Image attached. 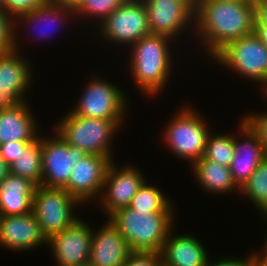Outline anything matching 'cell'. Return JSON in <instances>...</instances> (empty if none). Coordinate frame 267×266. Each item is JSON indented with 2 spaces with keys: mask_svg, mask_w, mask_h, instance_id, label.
<instances>
[{
  "mask_svg": "<svg viewBox=\"0 0 267 266\" xmlns=\"http://www.w3.org/2000/svg\"><path fill=\"white\" fill-rule=\"evenodd\" d=\"M254 2L200 0L193 27L214 57L229 42L254 33Z\"/></svg>",
  "mask_w": 267,
  "mask_h": 266,
  "instance_id": "obj_1",
  "label": "cell"
},
{
  "mask_svg": "<svg viewBox=\"0 0 267 266\" xmlns=\"http://www.w3.org/2000/svg\"><path fill=\"white\" fill-rule=\"evenodd\" d=\"M164 35L149 34L132 44L130 71L134 83L145 95H157L165 88L171 70L169 42ZM171 63V64H170Z\"/></svg>",
  "mask_w": 267,
  "mask_h": 266,
  "instance_id": "obj_2",
  "label": "cell"
},
{
  "mask_svg": "<svg viewBox=\"0 0 267 266\" xmlns=\"http://www.w3.org/2000/svg\"><path fill=\"white\" fill-rule=\"evenodd\" d=\"M174 212H143L129 207L109 216V221L120 231L131 251L161 252L174 224Z\"/></svg>",
  "mask_w": 267,
  "mask_h": 266,
  "instance_id": "obj_3",
  "label": "cell"
},
{
  "mask_svg": "<svg viewBox=\"0 0 267 266\" xmlns=\"http://www.w3.org/2000/svg\"><path fill=\"white\" fill-rule=\"evenodd\" d=\"M57 125L54 131L68 145L86 154L106 156L112 160L111 139L120 127L114 120L87 118L70 111Z\"/></svg>",
  "mask_w": 267,
  "mask_h": 266,
  "instance_id": "obj_4",
  "label": "cell"
},
{
  "mask_svg": "<svg viewBox=\"0 0 267 266\" xmlns=\"http://www.w3.org/2000/svg\"><path fill=\"white\" fill-rule=\"evenodd\" d=\"M190 107L177 112L164 130V140L171 152L185 160L195 163L204 156L207 138L210 134L199 113Z\"/></svg>",
  "mask_w": 267,
  "mask_h": 266,
  "instance_id": "obj_5",
  "label": "cell"
},
{
  "mask_svg": "<svg viewBox=\"0 0 267 266\" xmlns=\"http://www.w3.org/2000/svg\"><path fill=\"white\" fill-rule=\"evenodd\" d=\"M214 58L219 65L263 84L267 96V46L255 33L229 42Z\"/></svg>",
  "mask_w": 267,
  "mask_h": 266,
  "instance_id": "obj_6",
  "label": "cell"
},
{
  "mask_svg": "<svg viewBox=\"0 0 267 266\" xmlns=\"http://www.w3.org/2000/svg\"><path fill=\"white\" fill-rule=\"evenodd\" d=\"M77 204L81 203L64 188L36 186L32 212L46 239L68 229L79 219L73 214V206Z\"/></svg>",
  "mask_w": 267,
  "mask_h": 266,
  "instance_id": "obj_7",
  "label": "cell"
},
{
  "mask_svg": "<svg viewBox=\"0 0 267 266\" xmlns=\"http://www.w3.org/2000/svg\"><path fill=\"white\" fill-rule=\"evenodd\" d=\"M85 88L72 112L87 118L114 120L120 126L126 116L125 94L113 83L98 77L89 81Z\"/></svg>",
  "mask_w": 267,
  "mask_h": 266,
  "instance_id": "obj_8",
  "label": "cell"
},
{
  "mask_svg": "<svg viewBox=\"0 0 267 266\" xmlns=\"http://www.w3.org/2000/svg\"><path fill=\"white\" fill-rule=\"evenodd\" d=\"M100 25L102 36L115 44L132 45L140 38L151 34L145 4L142 0H126Z\"/></svg>",
  "mask_w": 267,
  "mask_h": 266,
  "instance_id": "obj_9",
  "label": "cell"
},
{
  "mask_svg": "<svg viewBox=\"0 0 267 266\" xmlns=\"http://www.w3.org/2000/svg\"><path fill=\"white\" fill-rule=\"evenodd\" d=\"M41 152V185L54 188H64L73 166L87 155L83 150L68 145L57 132L54 138L41 139Z\"/></svg>",
  "mask_w": 267,
  "mask_h": 266,
  "instance_id": "obj_10",
  "label": "cell"
},
{
  "mask_svg": "<svg viewBox=\"0 0 267 266\" xmlns=\"http://www.w3.org/2000/svg\"><path fill=\"white\" fill-rule=\"evenodd\" d=\"M16 36L14 31V49L0 53V111L13 108L26 101L24 93L30 87V80L33 78L31 64L24 60L17 51L19 48Z\"/></svg>",
  "mask_w": 267,
  "mask_h": 266,
  "instance_id": "obj_11",
  "label": "cell"
},
{
  "mask_svg": "<svg viewBox=\"0 0 267 266\" xmlns=\"http://www.w3.org/2000/svg\"><path fill=\"white\" fill-rule=\"evenodd\" d=\"M93 228L78 219L68 229L47 239L58 266H88Z\"/></svg>",
  "mask_w": 267,
  "mask_h": 266,
  "instance_id": "obj_12",
  "label": "cell"
},
{
  "mask_svg": "<svg viewBox=\"0 0 267 266\" xmlns=\"http://www.w3.org/2000/svg\"><path fill=\"white\" fill-rule=\"evenodd\" d=\"M112 161L106 156L87 154L73 166L64 189L80 203L101 196L100 191L103 190L107 169Z\"/></svg>",
  "mask_w": 267,
  "mask_h": 266,
  "instance_id": "obj_13",
  "label": "cell"
},
{
  "mask_svg": "<svg viewBox=\"0 0 267 266\" xmlns=\"http://www.w3.org/2000/svg\"><path fill=\"white\" fill-rule=\"evenodd\" d=\"M114 164L115 162L112 161L107 169L102 190L103 196L101 195L99 199H102L99 202L102 203L101 207L105 209L108 217L118 209L128 207L145 181L142 172L135 166L120 169Z\"/></svg>",
  "mask_w": 267,
  "mask_h": 266,
  "instance_id": "obj_14",
  "label": "cell"
},
{
  "mask_svg": "<svg viewBox=\"0 0 267 266\" xmlns=\"http://www.w3.org/2000/svg\"><path fill=\"white\" fill-rule=\"evenodd\" d=\"M142 1L145 4L151 34L172 39L177 37L176 35L179 37L189 23H194V14L182 3L174 0Z\"/></svg>",
  "mask_w": 267,
  "mask_h": 266,
  "instance_id": "obj_15",
  "label": "cell"
},
{
  "mask_svg": "<svg viewBox=\"0 0 267 266\" xmlns=\"http://www.w3.org/2000/svg\"><path fill=\"white\" fill-rule=\"evenodd\" d=\"M47 244L39 222L31 211L27 214L0 215V245L11 250H30Z\"/></svg>",
  "mask_w": 267,
  "mask_h": 266,
  "instance_id": "obj_16",
  "label": "cell"
},
{
  "mask_svg": "<svg viewBox=\"0 0 267 266\" xmlns=\"http://www.w3.org/2000/svg\"><path fill=\"white\" fill-rule=\"evenodd\" d=\"M131 252L126 239L109 221L93 230L88 266H123Z\"/></svg>",
  "mask_w": 267,
  "mask_h": 266,
  "instance_id": "obj_17",
  "label": "cell"
},
{
  "mask_svg": "<svg viewBox=\"0 0 267 266\" xmlns=\"http://www.w3.org/2000/svg\"><path fill=\"white\" fill-rule=\"evenodd\" d=\"M239 125L241 136L244 135L245 140H243L244 142H239L234 135V156L230 170L233 181L241 188L259 166L260 162L267 156V152L263 144L259 141L258 136L244 124L242 119Z\"/></svg>",
  "mask_w": 267,
  "mask_h": 266,
  "instance_id": "obj_18",
  "label": "cell"
},
{
  "mask_svg": "<svg viewBox=\"0 0 267 266\" xmlns=\"http://www.w3.org/2000/svg\"><path fill=\"white\" fill-rule=\"evenodd\" d=\"M171 231L160 252L162 266H205L209 259L202 243L191 234L173 237Z\"/></svg>",
  "mask_w": 267,
  "mask_h": 266,
  "instance_id": "obj_19",
  "label": "cell"
},
{
  "mask_svg": "<svg viewBox=\"0 0 267 266\" xmlns=\"http://www.w3.org/2000/svg\"><path fill=\"white\" fill-rule=\"evenodd\" d=\"M36 186L30 179L9 173L0 182V215L30 213Z\"/></svg>",
  "mask_w": 267,
  "mask_h": 266,
  "instance_id": "obj_20",
  "label": "cell"
},
{
  "mask_svg": "<svg viewBox=\"0 0 267 266\" xmlns=\"http://www.w3.org/2000/svg\"><path fill=\"white\" fill-rule=\"evenodd\" d=\"M24 101L0 111V145L11 141H33L38 137L37 123Z\"/></svg>",
  "mask_w": 267,
  "mask_h": 266,
  "instance_id": "obj_21",
  "label": "cell"
},
{
  "mask_svg": "<svg viewBox=\"0 0 267 266\" xmlns=\"http://www.w3.org/2000/svg\"><path fill=\"white\" fill-rule=\"evenodd\" d=\"M193 165L194 175L206 192L226 193L231 190H240L232 179L230 167L220 165L217 162L202 157Z\"/></svg>",
  "mask_w": 267,
  "mask_h": 266,
  "instance_id": "obj_22",
  "label": "cell"
},
{
  "mask_svg": "<svg viewBox=\"0 0 267 266\" xmlns=\"http://www.w3.org/2000/svg\"><path fill=\"white\" fill-rule=\"evenodd\" d=\"M10 173L30 179L36 185L42 182L41 137H37L21 150L18 159L9 166Z\"/></svg>",
  "mask_w": 267,
  "mask_h": 266,
  "instance_id": "obj_23",
  "label": "cell"
},
{
  "mask_svg": "<svg viewBox=\"0 0 267 266\" xmlns=\"http://www.w3.org/2000/svg\"><path fill=\"white\" fill-rule=\"evenodd\" d=\"M67 15L70 17H71V15H72V17H74L76 15L74 7H70L68 5H62V4L48 1L46 4L36 8L33 11H30L28 13H24L22 15L17 16L13 21H16V23L17 22L21 23L22 21H25V23L30 24V26H32L31 24H33V23L36 24L37 22L42 24V21L44 23L45 22L48 23L50 21L56 22V20L59 24L61 21H62L61 23H63V21H65L66 19L69 18ZM19 20H21V21L19 22ZM51 22H50V24H51ZM54 22H53V24H55ZM38 23L36 25H39ZM39 26H41V28L44 27L42 25H39ZM48 26H50V25H48ZM45 31L46 30H44V29H43V31L41 30V33L39 32L40 33L39 36L45 37L46 36L45 34H47L48 30L46 31V33H45ZM48 35H50V34L48 33L47 36Z\"/></svg>",
  "mask_w": 267,
  "mask_h": 266,
  "instance_id": "obj_24",
  "label": "cell"
},
{
  "mask_svg": "<svg viewBox=\"0 0 267 266\" xmlns=\"http://www.w3.org/2000/svg\"><path fill=\"white\" fill-rule=\"evenodd\" d=\"M166 198L160 189L148 185L145 180L128 207L143 212H174L173 203Z\"/></svg>",
  "mask_w": 267,
  "mask_h": 266,
  "instance_id": "obj_25",
  "label": "cell"
},
{
  "mask_svg": "<svg viewBox=\"0 0 267 266\" xmlns=\"http://www.w3.org/2000/svg\"><path fill=\"white\" fill-rule=\"evenodd\" d=\"M240 191L250 199L260 213L267 208V156L241 186Z\"/></svg>",
  "mask_w": 267,
  "mask_h": 266,
  "instance_id": "obj_26",
  "label": "cell"
},
{
  "mask_svg": "<svg viewBox=\"0 0 267 266\" xmlns=\"http://www.w3.org/2000/svg\"><path fill=\"white\" fill-rule=\"evenodd\" d=\"M233 135L209 134L204 158L230 167L234 156Z\"/></svg>",
  "mask_w": 267,
  "mask_h": 266,
  "instance_id": "obj_27",
  "label": "cell"
},
{
  "mask_svg": "<svg viewBox=\"0 0 267 266\" xmlns=\"http://www.w3.org/2000/svg\"><path fill=\"white\" fill-rule=\"evenodd\" d=\"M126 0H81L75 9L78 16L99 18L101 23ZM101 19V20H100Z\"/></svg>",
  "mask_w": 267,
  "mask_h": 266,
  "instance_id": "obj_28",
  "label": "cell"
},
{
  "mask_svg": "<svg viewBox=\"0 0 267 266\" xmlns=\"http://www.w3.org/2000/svg\"><path fill=\"white\" fill-rule=\"evenodd\" d=\"M16 23L0 9V53L13 50L14 30Z\"/></svg>",
  "mask_w": 267,
  "mask_h": 266,
  "instance_id": "obj_29",
  "label": "cell"
},
{
  "mask_svg": "<svg viewBox=\"0 0 267 266\" xmlns=\"http://www.w3.org/2000/svg\"><path fill=\"white\" fill-rule=\"evenodd\" d=\"M49 0H5L3 11L12 19L46 4Z\"/></svg>",
  "mask_w": 267,
  "mask_h": 266,
  "instance_id": "obj_30",
  "label": "cell"
},
{
  "mask_svg": "<svg viewBox=\"0 0 267 266\" xmlns=\"http://www.w3.org/2000/svg\"><path fill=\"white\" fill-rule=\"evenodd\" d=\"M267 98V96H263ZM244 124L248 126L257 136L259 141L263 144L267 152V113L251 114L242 118Z\"/></svg>",
  "mask_w": 267,
  "mask_h": 266,
  "instance_id": "obj_31",
  "label": "cell"
},
{
  "mask_svg": "<svg viewBox=\"0 0 267 266\" xmlns=\"http://www.w3.org/2000/svg\"><path fill=\"white\" fill-rule=\"evenodd\" d=\"M123 266H162L161 254L155 251H131Z\"/></svg>",
  "mask_w": 267,
  "mask_h": 266,
  "instance_id": "obj_32",
  "label": "cell"
},
{
  "mask_svg": "<svg viewBox=\"0 0 267 266\" xmlns=\"http://www.w3.org/2000/svg\"><path fill=\"white\" fill-rule=\"evenodd\" d=\"M32 141H11L0 145V155L10 166L12 162L18 159L21 150H23Z\"/></svg>",
  "mask_w": 267,
  "mask_h": 266,
  "instance_id": "obj_33",
  "label": "cell"
},
{
  "mask_svg": "<svg viewBox=\"0 0 267 266\" xmlns=\"http://www.w3.org/2000/svg\"><path fill=\"white\" fill-rule=\"evenodd\" d=\"M205 266H252V255H250L248 258L243 259H235V258H227L223 260H217L213 261V263H210L208 260Z\"/></svg>",
  "mask_w": 267,
  "mask_h": 266,
  "instance_id": "obj_34",
  "label": "cell"
},
{
  "mask_svg": "<svg viewBox=\"0 0 267 266\" xmlns=\"http://www.w3.org/2000/svg\"><path fill=\"white\" fill-rule=\"evenodd\" d=\"M254 23H267V0H254Z\"/></svg>",
  "mask_w": 267,
  "mask_h": 266,
  "instance_id": "obj_35",
  "label": "cell"
},
{
  "mask_svg": "<svg viewBox=\"0 0 267 266\" xmlns=\"http://www.w3.org/2000/svg\"><path fill=\"white\" fill-rule=\"evenodd\" d=\"M259 253H252V266H267V246L265 245Z\"/></svg>",
  "mask_w": 267,
  "mask_h": 266,
  "instance_id": "obj_36",
  "label": "cell"
},
{
  "mask_svg": "<svg viewBox=\"0 0 267 266\" xmlns=\"http://www.w3.org/2000/svg\"><path fill=\"white\" fill-rule=\"evenodd\" d=\"M254 33L267 46V23H254Z\"/></svg>",
  "mask_w": 267,
  "mask_h": 266,
  "instance_id": "obj_37",
  "label": "cell"
},
{
  "mask_svg": "<svg viewBox=\"0 0 267 266\" xmlns=\"http://www.w3.org/2000/svg\"><path fill=\"white\" fill-rule=\"evenodd\" d=\"M184 4L194 15L197 12L200 0H174Z\"/></svg>",
  "mask_w": 267,
  "mask_h": 266,
  "instance_id": "obj_38",
  "label": "cell"
},
{
  "mask_svg": "<svg viewBox=\"0 0 267 266\" xmlns=\"http://www.w3.org/2000/svg\"><path fill=\"white\" fill-rule=\"evenodd\" d=\"M10 173L9 165L0 155V182Z\"/></svg>",
  "mask_w": 267,
  "mask_h": 266,
  "instance_id": "obj_39",
  "label": "cell"
},
{
  "mask_svg": "<svg viewBox=\"0 0 267 266\" xmlns=\"http://www.w3.org/2000/svg\"><path fill=\"white\" fill-rule=\"evenodd\" d=\"M54 3L62 4V5H68L70 7H76V5L81 1V0H49Z\"/></svg>",
  "mask_w": 267,
  "mask_h": 266,
  "instance_id": "obj_40",
  "label": "cell"
},
{
  "mask_svg": "<svg viewBox=\"0 0 267 266\" xmlns=\"http://www.w3.org/2000/svg\"><path fill=\"white\" fill-rule=\"evenodd\" d=\"M261 214L262 215H264L265 216V219L267 220V208L265 209V210H263L262 212H261ZM267 237V236H266ZM266 244V246H267V238H266V242H265Z\"/></svg>",
  "mask_w": 267,
  "mask_h": 266,
  "instance_id": "obj_41",
  "label": "cell"
},
{
  "mask_svg": "<svg viewBox=\"0 0 267 266\" xmlns=\"http://www.w3.org/2000/svg\"><path fill=\"white\" fill-rule=\"evenodd\" d=\"M230 1H237V2H254V0H230Z\"/></svg>",
  "mask_w": 267,
  "mask_h": 266,
  "instance_id": "obj_42",
  "label": "cell"
},
{
  "mask_svg": "<svg viewBox=\"0 0 267 266\" xmlns=\"http://www.w3.org/2000/svg\"><path fill=\"white\" fill-rule=\"evenodd\" d=\"M5 0H0V9L3 10Z\"/></svg>",
  "mask_w": 267,
  "mask_h": 266,
  "instance_id": "obj_43",
  "label": "cell"
}]
</instances>
